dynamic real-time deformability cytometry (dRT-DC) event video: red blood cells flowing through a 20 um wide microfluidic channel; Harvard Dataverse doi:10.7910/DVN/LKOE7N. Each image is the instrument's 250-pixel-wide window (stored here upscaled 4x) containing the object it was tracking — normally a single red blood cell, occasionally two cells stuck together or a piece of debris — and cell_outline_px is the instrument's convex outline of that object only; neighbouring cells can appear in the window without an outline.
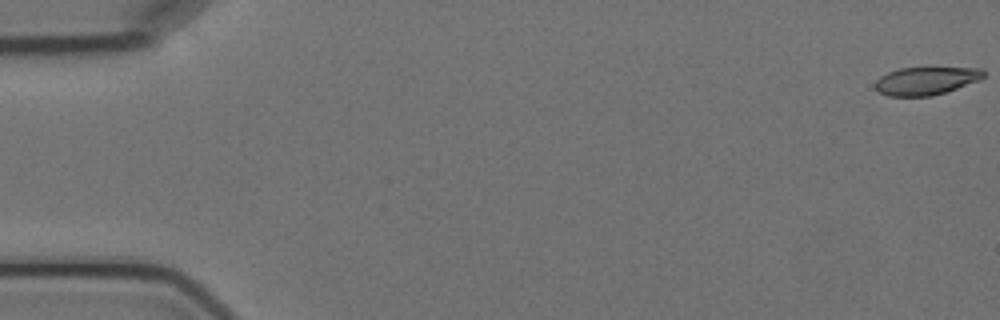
{"species": "Egyptian fruit bat (a non-hibernating species)", "species_latin": "Rousettus aegyptiacus", "temperature_condition": "cold", "stored_images_in_passage": 6, "camera_frame_rate_fps": 3000, "um_per_image_px": 0.085, "animal": {"sex": "female"}, "frame": {"image": 1, "passage_image": 1, "time_ms": 0.0, "image_size_px": [1000, 320], "cell_outline_px": [[984, 76], [980, 80], [932, 96], [888, 96], [880, 92], [876, 88], [876, 80], [880, 76], [888, 72], [900, 68], [980, 68], [984, 72]], "centroid_in_image_um": [78.7, 6.87], "position_along_channel_um": 6.3, "area_um2": 17.4}}
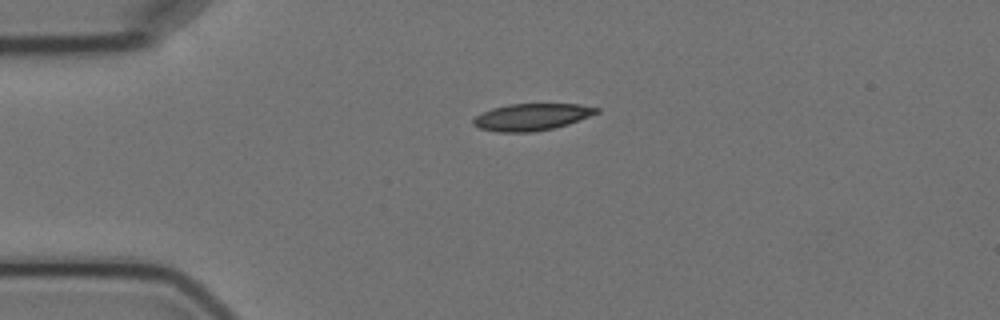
{"frame": {"image": 2, "passage_image": 4, "time_ms": 4.333, "image_size_px": [1000, 320], "cell_outline_px": [[600, 112], [568, 124], [552, 128], [532, 132], [496, 132], [480, 128], [472, 124], [472, 120], [476, 116], [492, 108], [508, 104], [580, 104], [600, 108]], "centroid_in_image_um": [45.19, 9.94], "position_along_channel_um": 39.8, "area_um2": 19.25}}
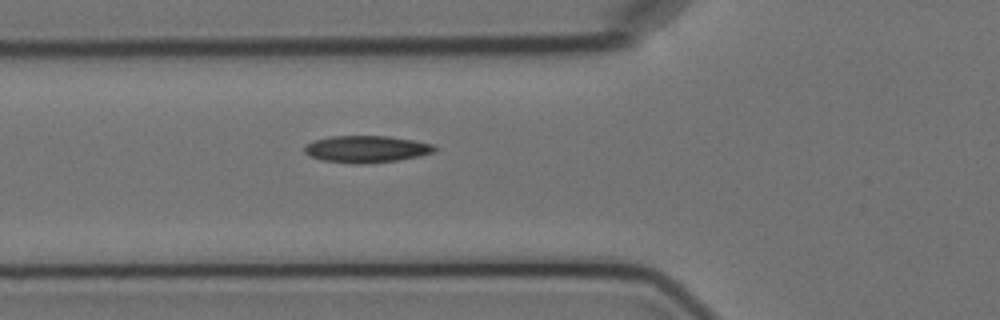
{"frame": {"image": 3, "passage_image": 6, "time_ms": 6.667, "image_size_px": [1000, 320], "cell_outline_px": [[440, 148], [432, 152], [420, 156], [396, 160], [352, 164], [320, 160], [308, 156], [304, 152], [304, 144], [312, 140], [328, 136], [388, 136], [436, 144]], "centroid_in_image_um": [31.1, 12.66], "position_along_channel_um": 94.7, "area_um2": 20.63}}